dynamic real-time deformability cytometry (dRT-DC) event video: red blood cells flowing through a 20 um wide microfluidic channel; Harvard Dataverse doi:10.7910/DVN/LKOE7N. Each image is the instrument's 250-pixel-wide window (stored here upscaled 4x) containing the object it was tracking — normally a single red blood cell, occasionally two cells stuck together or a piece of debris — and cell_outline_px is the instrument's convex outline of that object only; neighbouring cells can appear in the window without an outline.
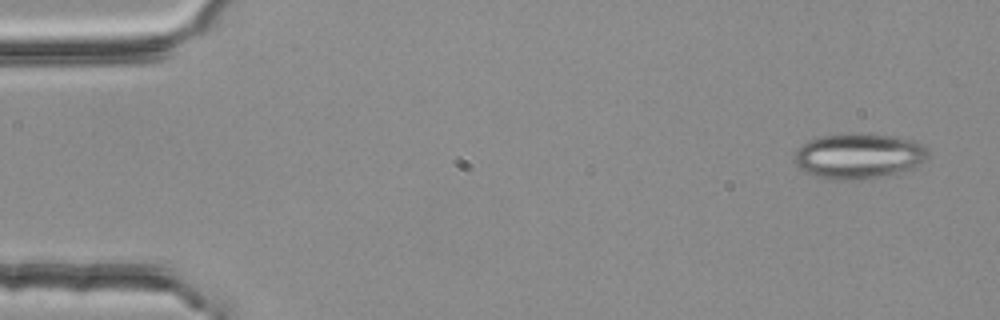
{"species": "common noctule bat (a hibernating species)", "species_latin": "Nyctalus noctula", "temperature_condition": "room temperature", "stored_images_in_passage": 5, "camera_frame_rate_fps": 3000, "um_per_image_px": 0.085, "animal": {"sex": "female", "body_mass_g": 25.1}, "frame": {"image": 1, "passage_image": 1, "time_ms": 0.0, "image_size_px": [1000, 320], "cell_outline_px": [[928, 156], [916, 168], [880, 176], [860, 180], [828, 180], [816, 176], [800, 168], [792, 160], [796, 152], [808, 140], [820, 136], [848, 132], [860, 132], [888, 136], [912, 140], [924, 144], [928, 148]], "centroid_in_image_um": [72.99, 13.25], "position_along_channel_um": 12.0, "area_um2": 35.66}}